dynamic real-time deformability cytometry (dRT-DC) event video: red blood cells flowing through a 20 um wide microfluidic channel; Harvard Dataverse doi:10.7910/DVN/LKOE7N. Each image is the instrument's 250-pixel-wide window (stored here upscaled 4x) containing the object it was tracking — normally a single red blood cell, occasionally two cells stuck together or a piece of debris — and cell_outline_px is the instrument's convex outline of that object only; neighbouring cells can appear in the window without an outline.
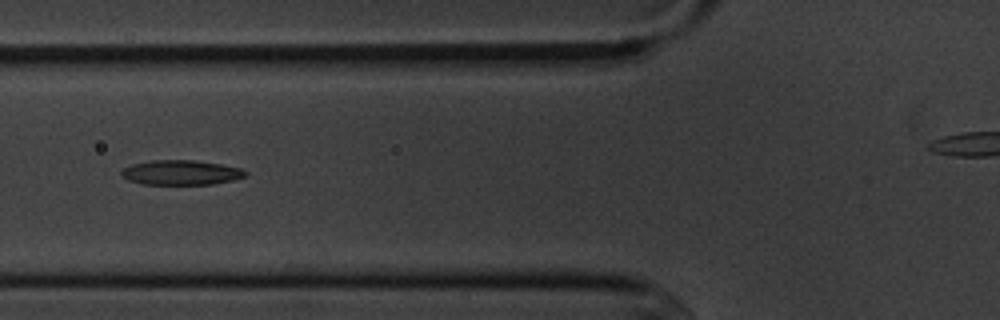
{"species": "common noctule bat (a hibernating species)", "species_latin": "Nyctalus noctula", "temperature_condition": "cold", "stored_images_in_passage": 8, "camera_frame_rate_fps": 3000, "um_per_image_px": 0.085, "animal": {"sex": "male", "body_mass_g": 20.1, "forearm_length_mm": 53.5}, "frame": {"image": 1, "passage_image": 6, "time_ms": 6.667, "image_size_px": [1000, 320], "cell_outline_px": [[248, 172], [244, 176], [232, 180], [212, 184], [144, 184], [128, 180], [120, 176], [120, 172], [124, 168], [132, 164], [152, 160], [196, 160], [244, 168]], "centroid_in_image_um": [15.38, 14.66], "position_along_channel_um": 110.4, "area_um2": 17.92}}
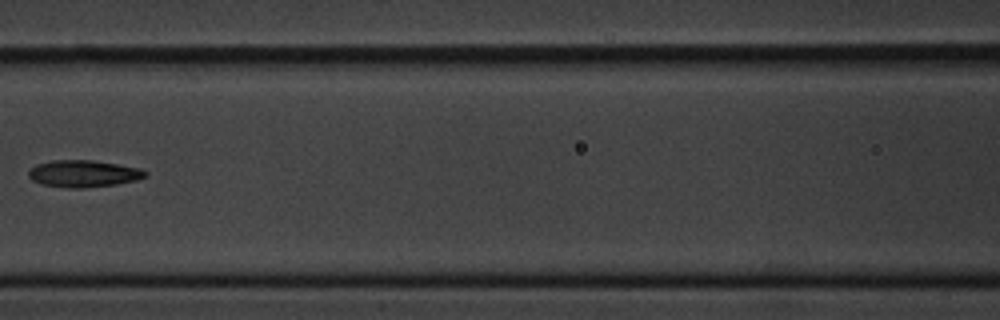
{"frame": {"image": 2, "passage_image": 7, "time_ms": 8.0, "image_size_px": [1000, 320], "cell_outline_px": [[148, 176], [136, 180], [116, 184], [84, 188], [68, 188], [40, 184], [32, 180], [28, 176], [28, 172], [36, 164], [52, 160], [92, 160], [140, 168], [148, 172]], "centroid_in_image_um": [7.09, 14.76], "position_along_channel_um": 159.5, "area_um2": 18.38}}
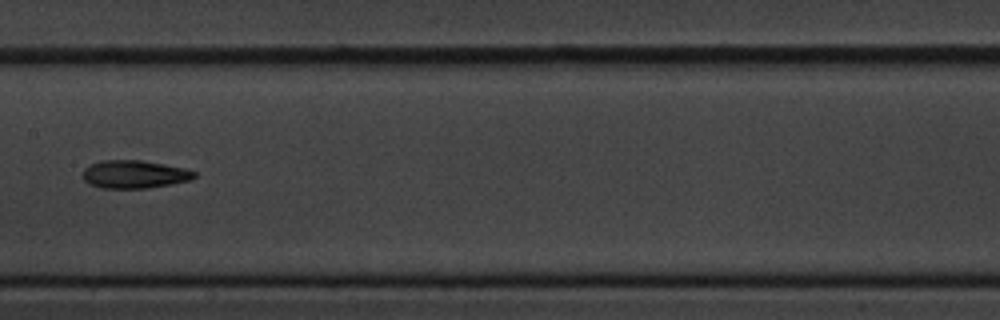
{"frame": {"image": 3, "passage_image": 8, "time_ms": 9.0, "image_size_px": [1000, 320], "cell_outline_px": [[196, 176], [192, 180], [148, 188], [100, 188], [88, 184], [84, 180], [84, 168], [88, 164], [100, 160], [140, 160], [164, 164], [184, 168], [196, 172]], "centroid_in_image_um": [11.4, 14.81], "position_along_channel_um": 196.0, "area_um2": 18.32}}